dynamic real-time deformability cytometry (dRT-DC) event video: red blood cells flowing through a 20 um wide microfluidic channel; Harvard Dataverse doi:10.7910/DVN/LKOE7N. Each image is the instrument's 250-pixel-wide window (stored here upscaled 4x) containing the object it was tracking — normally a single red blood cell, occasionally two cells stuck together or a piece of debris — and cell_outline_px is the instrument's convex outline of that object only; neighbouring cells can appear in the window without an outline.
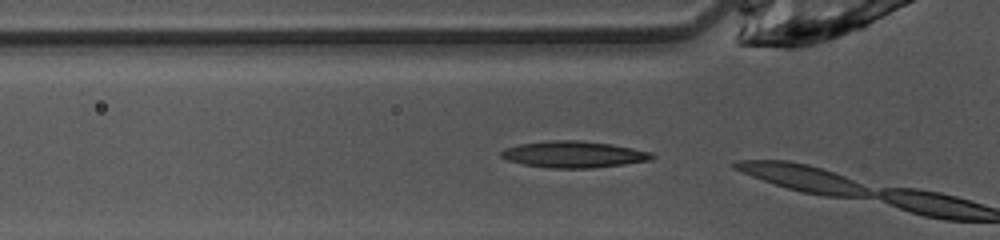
{"species": "common noctule bat (a hibernating species)", "species_latin": "Nyctalus noctula", "temperature_condition": "warm", "stored_images_in_passage": 3, "camera_frame_rate_fps": 3000, "um_per_image_px": 0.085, "animal": {"sex": "female", "body_mass_g": 10.0, "forearm_length_mm": 53.1}, "frame": {"image": 1, "passage_image": 2, "time_ms": 0.333, "image_size_px": [1000, 240], "cell_outline_px": [[656, 156], [652, 160], [624, 164], [592, 168], [548, 168], [524, 164], [508, 160], [500, 156], [500, 152], [504, 148], [520, 144], [552, 140], [580, 140], [612, 144], [652, 152]], "centroid_in_image_um": [48.79, 13.12], "position_along_channel_um": 77.0, "area_um2": 23.35}}